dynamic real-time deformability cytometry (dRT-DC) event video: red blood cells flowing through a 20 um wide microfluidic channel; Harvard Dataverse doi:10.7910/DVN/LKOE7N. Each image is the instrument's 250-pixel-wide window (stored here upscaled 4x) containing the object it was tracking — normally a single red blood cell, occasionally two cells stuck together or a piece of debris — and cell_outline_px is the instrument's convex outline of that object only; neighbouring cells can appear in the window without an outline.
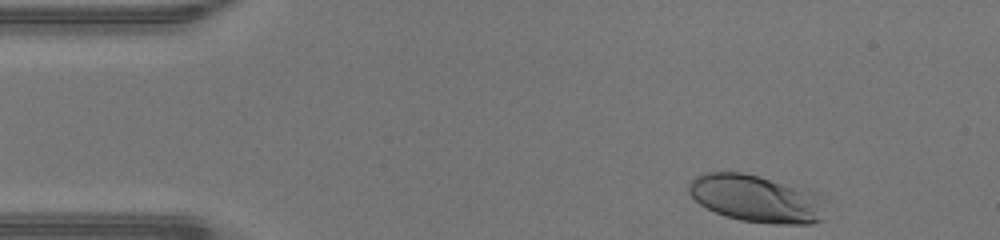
{"species": "human", "species_latin": "Homo sapiens", "temperature_condition": "warm", "stored_images_in_passage": 34, "camera_frame_rate_fps": 3000, "um_per_image_px": 0.085, "donor": {"sex": "male"}, "frame": {"image": 1, "passage_image": 1, "time_ms": 0.0, "image_size_px": [1000, 240], "cell_outline_px": [[824, 220], [812, 224], [772, 224], [740, 220], [724, 216], [700, 204], [688, 192], [688, 184], [696, 176], [704, 172], [740, 172], [760, 176], [812, 188], [820, 192], [824, 196]], "centroid_in_image_um": [64.39, 16.87], "position_along_channel_um": 20.6, "area_um2": 38.78}}
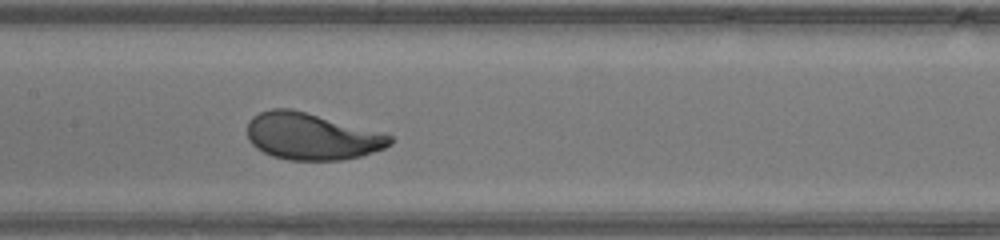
{"frame": {"image": 2, "passage_image": 18, "time_ms": 5.667, "image_size_px": [1000, 240], "cell_outline_px": [[392, 144], [384, 148], [360, 156], [340, 160], [288, 160], [272, 156], [256, 148], [248, 140], [248, 120], [252, 116], [260, 112], [272, 108], [292, 108], [384, 132], [392, 136]], "centroid_in_image_um": [26.49, 11.58], "position_along_channel_um": 180.9, "area_um2": 39.25}}
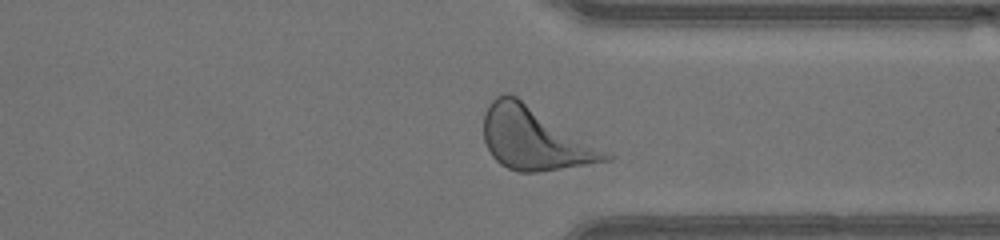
{"frame": {"image": 3, "passage_image": 31, "time_ms": 10.0, "image_size_px": [1000, 240], "cell_outline_px": [[616, 156], [612, 160], [536, 172], [520, 172], [508, 168], [500, 164], [492, 156], [484, 140], [484, 112], [488, 104], [496, 96], [504, 92], [508, 92], [516, 96]], "centroid_in_image_um": [45.43, 11.76], "position_along_channel_um": 366.0, "area_um2": 44.27}, "authors_computed_cell_mechanics": {"area_um2": 39.0439, "velocity_mm_per_s": 4.3111, "shape_relaxation_time_tau1_ms": 1.8403, "shape_relaxation_time_tau2_ms": null, "deformation_change_tau1": 0.1466, "deformation_change_tau2": null}}